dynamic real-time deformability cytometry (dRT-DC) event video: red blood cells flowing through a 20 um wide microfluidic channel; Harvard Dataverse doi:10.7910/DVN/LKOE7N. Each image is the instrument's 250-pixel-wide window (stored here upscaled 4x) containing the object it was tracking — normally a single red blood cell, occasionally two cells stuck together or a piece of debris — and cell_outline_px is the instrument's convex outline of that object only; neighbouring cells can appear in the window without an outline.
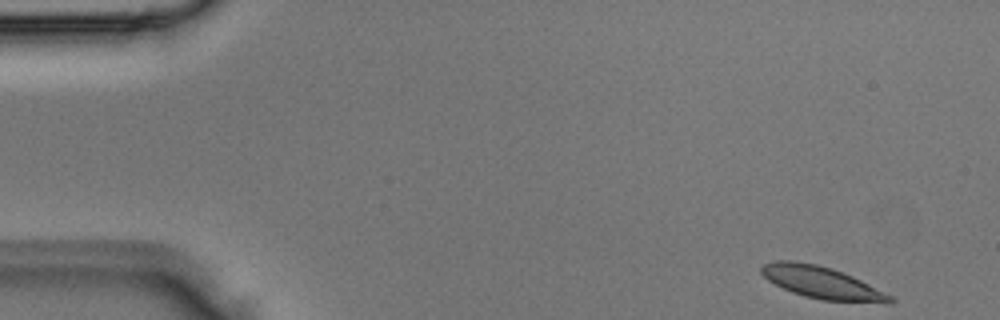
{"species": "Egyptian fruit bat (a non-hibernating species)", "species_latin": "Rousettus aegyptiacus", "temperature_condition": "room temperature", "stored_images_in_passage": 4, "segment_of_instrument_passage": [1, 2], "camera_frame_rate_fps": 3000, "um_per_image_px": 0.085, "animal": {"sex": "male"}, "frame": {"image": 1, "passage_image": 1, "time_ms": 0.0, "image_size_px": [1000, 320], "cell_outline_px": [[896, 300], [892, 304], [888, 304], [820, 300], [804, 296], [792, 292], [768, 280], [760, 272], [760, 264], [772, 260], [796, 260], [816, 264], [832, 268], [852, 276], [892, 296]], "centroid_in_image_um": [69.85, 24.02], "position_along_channel_um": 15.2, "area_um2": 24.39}}